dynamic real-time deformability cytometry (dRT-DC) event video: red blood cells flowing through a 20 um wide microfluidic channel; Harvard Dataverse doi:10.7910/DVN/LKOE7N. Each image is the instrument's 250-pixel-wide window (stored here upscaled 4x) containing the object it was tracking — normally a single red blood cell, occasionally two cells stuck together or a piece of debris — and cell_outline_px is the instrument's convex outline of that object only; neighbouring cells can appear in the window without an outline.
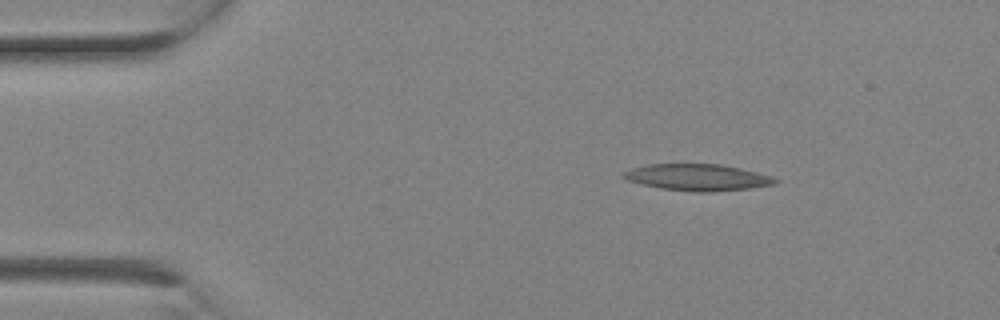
{"species": "Egyptian fruit bat (a non-hibernating species)", "species_latin": "Rousettus aegyptiacus", "temperature_condition": "room temperature", "stored_images_in_passage": 1, "camera_frame_rate_fps": 3000, "um_per_image_px": 0.085, "animal": {"sex": "female"}, "frame": {"image": 1, "passage_image": 1, "time_ms": 0.0, "image_size_px": [1000, 320], "cell_outline_px": [[780, 180], [776, 184], [748, 188], [712, 192], [696, 192], [660, 188], [640, 184], [628, 180], [620, 176], [624, 172], [632, 168], [648, 164], [720, 164], [740, 168], [772, 176]], "centroid_in_image_um": [59.29, 15.07], "position_along_channel_um": 25.7, "area_um2": 23.47}}